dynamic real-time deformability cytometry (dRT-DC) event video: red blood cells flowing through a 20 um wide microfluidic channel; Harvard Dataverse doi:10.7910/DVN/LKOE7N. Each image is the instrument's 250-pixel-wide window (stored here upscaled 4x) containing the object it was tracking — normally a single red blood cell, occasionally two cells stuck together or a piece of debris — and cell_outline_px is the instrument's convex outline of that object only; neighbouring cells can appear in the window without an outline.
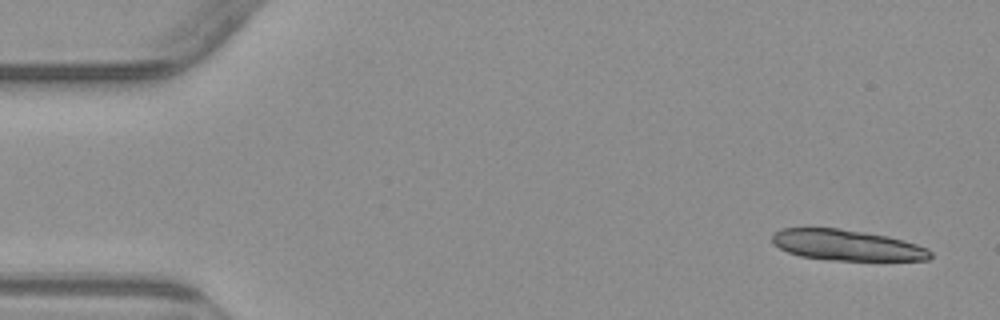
{"species": "common noctule bat (a hibernating species)", "species_latin": "Nyctalus noctula", "temperature_condition": "warm", "stored_images_in_passage": 4, "camera_frame_rate_fps": 3000, "um_per_image_px": 0.085, "animal": {"sex": "male", "body_mass_g": 23.1, "forearm_length_mm": 52.7}, "frame": {"image": 1, "passage_image": 1, "time_ms": 0.0, "image_size_px": [1000, 320], "cell_outline_px": [[932, 256], [928, 260], [828, 260], [800, 256], [788, 252], [772, 244], [772, 236], [780, 228], [836, 228], [864, 232], [888, 236], [904, 240], [928, 248], [932, 252]], "centroid_in_image_um": [71.98, 20.84], "position_along_channel_um": 13.0, "area_um2": 28.38}}